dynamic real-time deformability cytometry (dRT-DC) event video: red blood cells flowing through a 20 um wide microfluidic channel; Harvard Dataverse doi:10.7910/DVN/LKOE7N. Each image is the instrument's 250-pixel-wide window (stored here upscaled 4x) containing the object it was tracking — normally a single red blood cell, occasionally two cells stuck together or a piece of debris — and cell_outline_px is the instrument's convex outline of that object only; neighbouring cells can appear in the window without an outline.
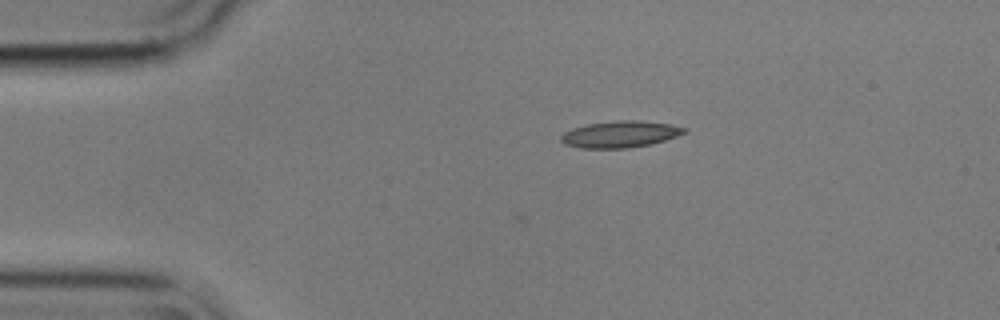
{"species": "common noctule bat (a hibernating species)", "species_latin": "Nyctalus noctula", "temperature_condition": "cold", "stored_images_in_passage": 4, "camera_frame_rate_fps": 3000, "um_per_image_px": 0.085, "animal": {"sex": "male", "body_mass_g": 17.9}, "frame": {"image": 1, "passage_image": 4, "time_ms": 1.0, "image_size_px": [1000, 320], "cell_outline_px": [[688, 132], [652, 144], [628, 148], [580, 148], [564, 144], [560, 140], [560, 136], [564, 132], [572, 128], [588, 124], [616, 120], [640, 120], [672, 124], [688, 128]], "centroid_in_image_um": [52.73, 11.4], "position_along_channel_um": 32.3, "area_um2": 19.31}}